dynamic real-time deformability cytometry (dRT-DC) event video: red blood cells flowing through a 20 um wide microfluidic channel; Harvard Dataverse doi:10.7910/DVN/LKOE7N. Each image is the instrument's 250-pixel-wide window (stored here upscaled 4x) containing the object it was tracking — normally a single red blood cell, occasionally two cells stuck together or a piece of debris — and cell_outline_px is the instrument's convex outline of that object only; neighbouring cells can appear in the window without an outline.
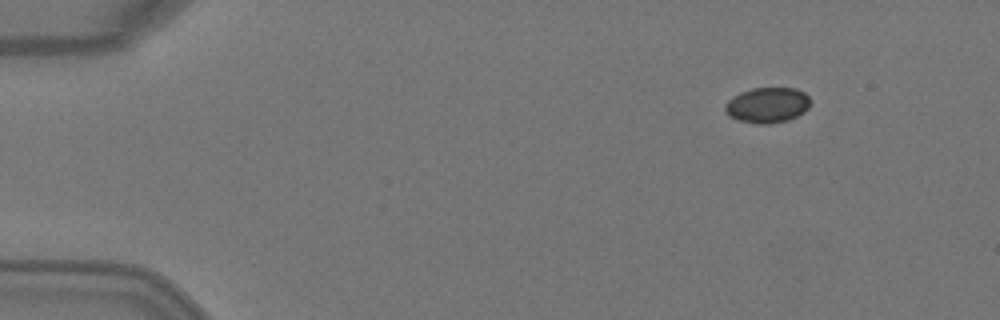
{"species": "Egyptian fruit bat (a non-hibernating species)", "species_latin": "Rousettus aegyptiacus", "temperature_condition": "warm", "stored_images_in_passage": 3, "camera_frame_rate_fps": 3000, "um_per_image_px": 0.085, "animal": {"sex": "female"}, "frame": {"image": 1, "passage_image": 1, "time_ms": 0.0, "image_size_px": [1000, 320], "cell_outline_px": [[808, 108], [804, 112], [788, 120], [768, 124], [756, 124], [740, 120], [728, 116], [724, 108], [724, 104], [732, 96], [740, 92], [752, 88], [796, 88], [804, 92], [808, 96]], "centroid_in_image_um": [65.19, 8.93], "position_along_channel_um": 19.8, "area_um2": 17.63}}